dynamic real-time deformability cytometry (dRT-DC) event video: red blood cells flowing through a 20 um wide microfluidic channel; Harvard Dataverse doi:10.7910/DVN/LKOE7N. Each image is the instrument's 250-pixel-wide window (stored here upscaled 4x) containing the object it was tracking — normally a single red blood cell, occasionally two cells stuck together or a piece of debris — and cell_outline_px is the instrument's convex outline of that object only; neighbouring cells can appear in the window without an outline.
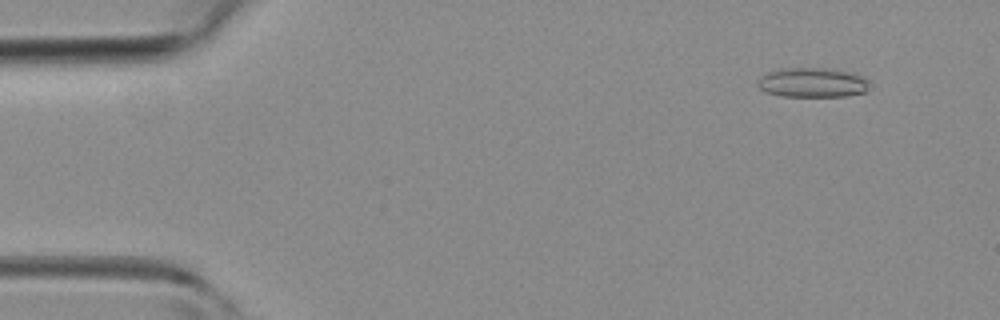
{"species": "common noctule bat (a hibernating species)", "species_latin": "Nyctalus noctula", "temperature_condition": "room temperature", "stored_images_in_passage": 46, "camera_frame_rate_fps": 3000, "um_per_image_px": 0.085, "animal": {"sex": "female", "body_mass_g": 19.3, "forearm_length_mm": 54.1}, "frame": {"image": 1, "passage_image": 5, "time_ms": 1.333, "image_size_px": [1000, 320], "cell_outline_px": [[868, 92], [848, 96], [784, 96], [764, 92], [756, 84], [756, 80], [760, 76], [768, 72], [780, 68], [828, 68], [852, 72], [860, 76], [864, 80]], "centroid_in_image_um": [68.99, 7.01], "position_along_channel_um": 16.0, "area_um2": 19.31}}
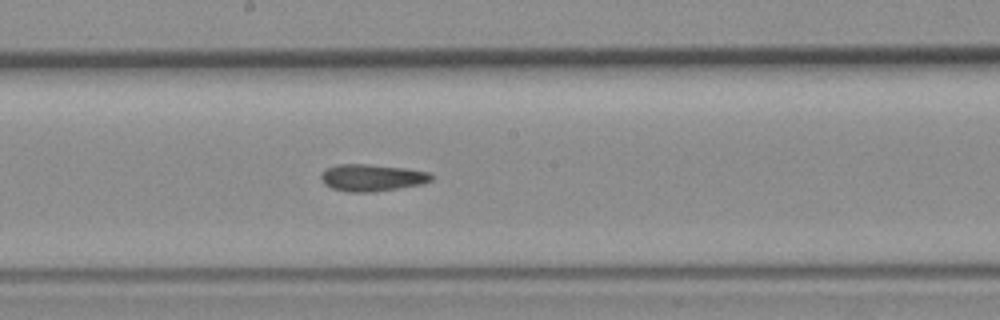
{"frame": {"image": 2, "passage_image": 25, "time_ms": 8.0, "image_size_px": [1000, 320], "cell_outline_px": [[436, 176], [432, 180], [424, 184], [372, 192], [348, 192], [332, 188], [324, 184], [320, 180], [320, 172], [336, 164], [368, 164], [404, 168], [432, 172]], "centroid_in_image_um": [31.64, 15.1], "position_along_channel_um": 216.6, "area_um2": 17.63}}
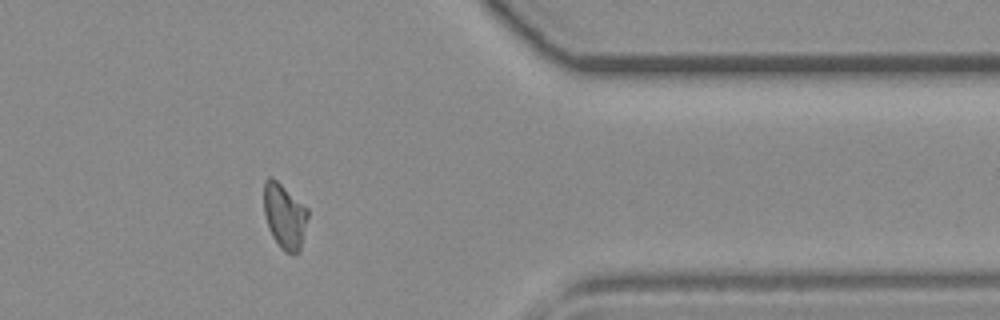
{"frame": {"image": 3, "passage_image": 38, "time_ms": 12.333, "image_size_px": [1000, 320], "cell_outline_px": [[308, 216], [300, 252], [284, 252], [280, 248], [272, 236], [268, 228], [264, 212], [264, 180], [268, 176], [272, 176], [308, 208]], "centroid_in_image_um": [24.18, 18.35], "position_along_channel_um": 387.2, "area_um2": 16.76}}